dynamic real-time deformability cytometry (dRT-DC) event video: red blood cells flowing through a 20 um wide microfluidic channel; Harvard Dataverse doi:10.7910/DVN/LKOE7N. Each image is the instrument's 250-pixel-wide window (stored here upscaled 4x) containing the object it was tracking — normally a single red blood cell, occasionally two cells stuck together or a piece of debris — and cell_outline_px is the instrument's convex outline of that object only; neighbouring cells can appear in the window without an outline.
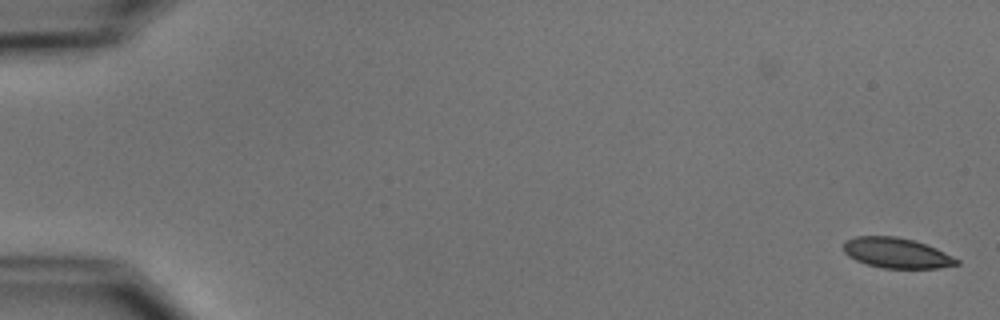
{"species": "common noctule bat (a hibernating species)", "species_latin": "Nyctalus noctula", "temperature_condition": "cold", "stored_images_in_passage": 2, "camera_frame_rate_fps": 3000, "um_per_image_px": 0.085, "animal": {"sex": "male", "body_mass_g": 15.6}, "frame": {"image": 1, "passage_image": 2, "time_ms": 1.333, "image_size_px": [1000, 320], "cell_outline_px": [[960, 264], [936, 268], [884, 268], [868, 264], [856, 260], [848, 256], [844, 252], [844, 240], [856, 236], [896, 236], [912, 240], [936, 248], [960, 260]], "centroid_in_image_um": [76.2, 21.5], "position_along_channel_um": 8.8, "area_um2": 19.83}}